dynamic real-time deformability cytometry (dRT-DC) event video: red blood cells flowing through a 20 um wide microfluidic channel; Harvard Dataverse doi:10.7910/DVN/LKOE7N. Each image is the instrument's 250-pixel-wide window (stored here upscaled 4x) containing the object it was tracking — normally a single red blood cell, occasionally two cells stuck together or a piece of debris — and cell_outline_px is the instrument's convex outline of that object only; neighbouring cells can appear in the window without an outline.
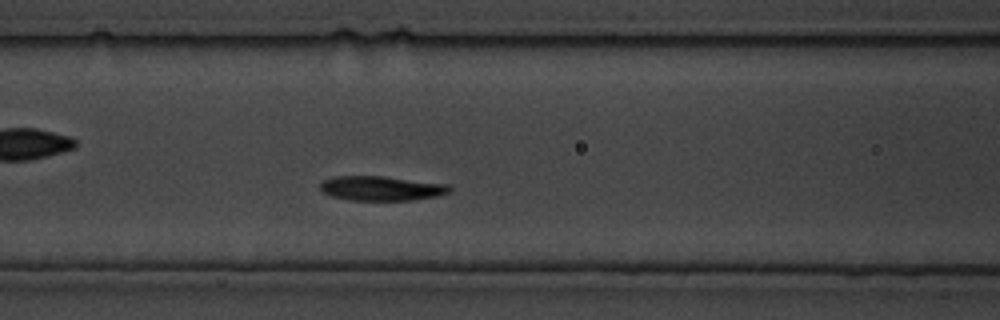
{"species": "common noctule bat (a hibernating species)", "species_latin": "Nyctalus noctula", "temperature_condition": "cold", "stored_images_in_passage": 85, "camera_frame_rate_fps": 3000, "um_per_image_px": 0.085, "animal": {"sex": "male", "body_mass_g": 19.5, "forearm_length_mm": 54.6}, "frame": {"image": 1, "passage_image": 12, "time_ms": 3.667, "image_size_px": [1000, 320], "cell_outline_px": [[452, 192], [436, 196], [412, 200], [348, 200], [332, 196], [324, 192], [320, 188], [320, 184], [324, 180], [332, 176], [384, 176], [448, 184], [452, 188]], "centroid_in_image_um": [32.44, 16.0], "position_along_channel_um": 134.2, "area_um2": 18.55}}
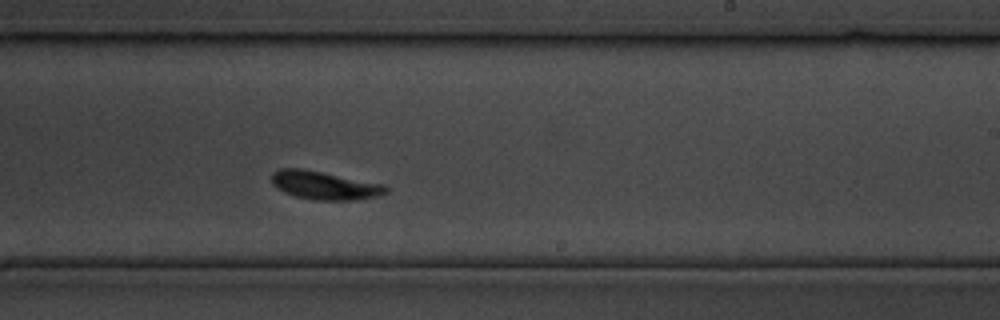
{"frame": {"image": 2, "passage_image": 36, "time_ms": 11.667, "image_size_px": [1000, 320], "cell_outline_px": [[388, 192], [376, 196], [352, 200], [312, 200], [296, 196], [284, 192], [276, 188], [272, 184], [272, 172], [280, 168], [304, 168], [384, 184], [388, 188]], "centroid_in_image_um": [27.56, 15.74], "position_along_channel_um": 261.4, "area_um2": 18.96}}
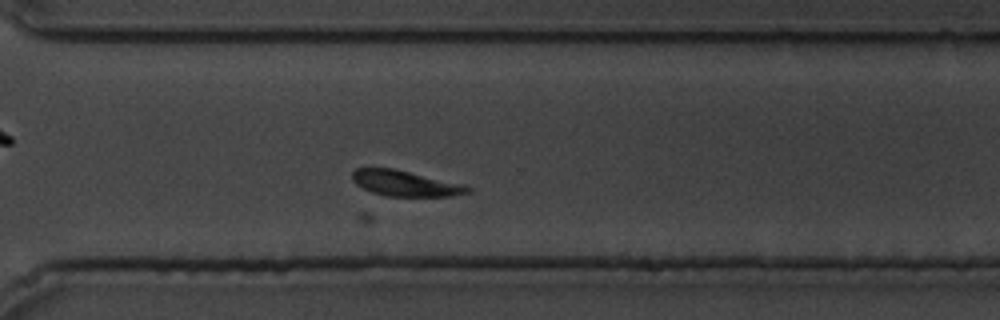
{"frame": {"image": 3, "passage_image": 50, "time_ms": 16.333, "image_size_px": [1000, 320], "cell_outline_px": [[472, 192], [452, 196], [388, 196], [372, 192], [356, 184], [352, 180], [352, 172], [356, 168], [396, 168], [464, 184], [472, 188]], "centroid_in_image_um": [34.49, 15.58], "position_along_channel_um": 336.1, "area_um2": 17.4}}